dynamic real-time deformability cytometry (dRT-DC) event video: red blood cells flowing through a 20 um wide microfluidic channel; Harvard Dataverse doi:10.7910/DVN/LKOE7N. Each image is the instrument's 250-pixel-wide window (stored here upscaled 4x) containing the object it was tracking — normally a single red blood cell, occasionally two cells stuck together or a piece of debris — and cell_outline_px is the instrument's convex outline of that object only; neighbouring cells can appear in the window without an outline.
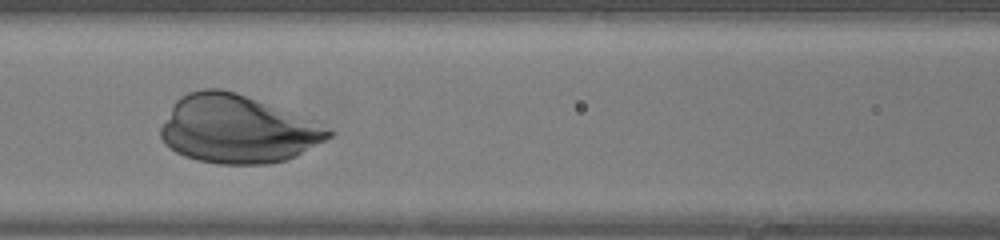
{"species": "human", "species_latin": "Homo sapiens", "temperature_condition": "warm", "stored_images_in_passage": 32, "camera_frame_rate_fps": 3000, "um_per_image_px": 0.085, "donor": {"sex": "female"}, "frame": {"image": 1, "passage_image": 8, "time_ms": 2.333, "image_size_px": [1000, 240], "cell_outline_px": [[336, 132], [332, 136], [296, 156], [288, 160], [268, 164], [220, 164], [196, 160], [184, 156], [176, 152], [164, 144], [160, 136], [160, 128], [172, 104], [180, 96], [188, 92], [204, 88], [220, 88], [236, 92], [316, 120]], "centroid_in_image_um": [20.18, 10.98], "position_along_channel_um": 146.4, "area_um2": 67.11}}